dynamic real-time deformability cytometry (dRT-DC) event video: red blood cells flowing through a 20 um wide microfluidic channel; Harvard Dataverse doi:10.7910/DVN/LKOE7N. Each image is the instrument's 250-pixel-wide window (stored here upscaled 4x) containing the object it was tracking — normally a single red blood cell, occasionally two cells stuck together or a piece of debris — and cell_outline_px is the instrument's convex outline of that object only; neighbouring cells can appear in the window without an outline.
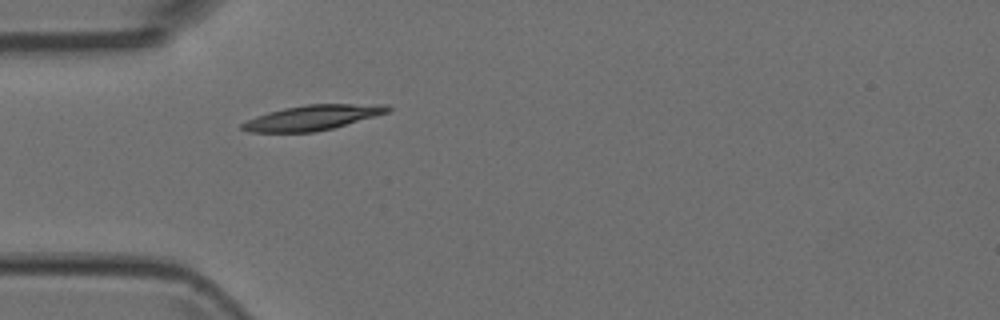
{"species": "Egyptian fruit bat (a non-hibernating species)", "species_latin": "Rousettus aegyptiacus", "temperature_condition": "room temperature", "stored_images_in_passage": 3, "camera_frame_rate_fps": 3000, "um_per_image_px": 0.085, "animal": {"sex": "female"}, "frame": {"image": 1, "passage_image": 3, "time_ms": 0.667, "image_size_px": [1000, 320], "cell_outline_px": [[392, 108], [388, 112], [332, 128], [316, 132], [248, 132], [240, 128], [240, 124], [256, 116], [268, 112], [284, 108], [304, 104], [388, 104]], "centroid_in_image_um": [26.54, 9.99], "position_along_channel_um": 58.5, "area_um2": 21.15}}